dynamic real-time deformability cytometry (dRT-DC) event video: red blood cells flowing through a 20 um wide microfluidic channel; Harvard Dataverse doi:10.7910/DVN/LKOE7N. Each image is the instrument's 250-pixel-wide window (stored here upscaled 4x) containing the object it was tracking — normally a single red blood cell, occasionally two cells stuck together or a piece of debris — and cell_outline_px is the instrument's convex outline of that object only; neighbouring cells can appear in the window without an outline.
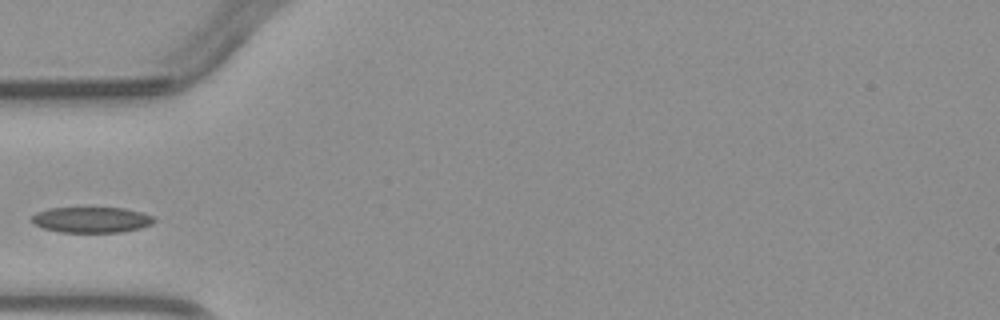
{"species": "common noctule bat (a hibernating species)", "species_latin": "Nyctalus noctula", "temperature_condition": "warm", "stored_images_in_passage": 3, "camera_frame_rate_fps": 3000, "um_per_image_px": 0.085, "animal": {"sex": "male", "body_mass_g": 23.1, "forearm_length_mm": 52.7}, "frame": {"image": 1, "passage_image": 3, "time_ms": 2.333, "image_size_px": [1000, 320], "cell_outline_px": [[156, 220], [152, 224], [140, 228], [120, 232], [60, 232], [44, 228], [32, 224], [28, 220], [36, 212], [48, 208], [124, 208], [144, 212], [156, 216]], "centroid_in_image_um": [7.78, 18.67], "position_along_channel_um": 77.2, "area_um2": 18.61}}